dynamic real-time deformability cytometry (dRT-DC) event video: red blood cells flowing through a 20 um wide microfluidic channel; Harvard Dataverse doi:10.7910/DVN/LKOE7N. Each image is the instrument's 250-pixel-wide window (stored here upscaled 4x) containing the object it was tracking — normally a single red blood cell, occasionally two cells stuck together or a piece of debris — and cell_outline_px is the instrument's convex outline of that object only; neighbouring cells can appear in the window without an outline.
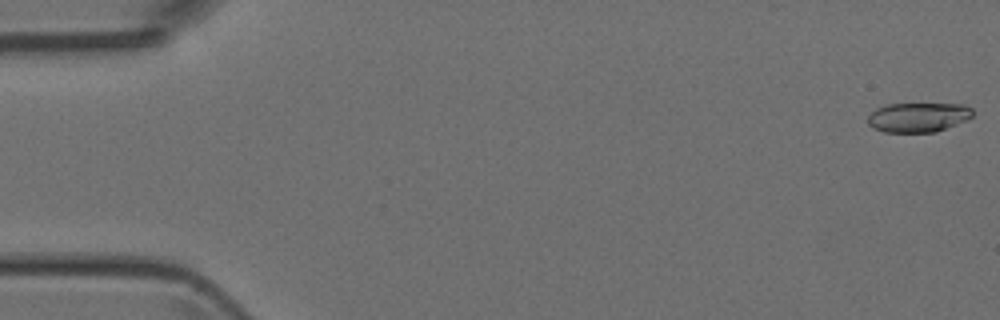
{"species": "Egyptian fruit bat (a non-hibernating species)", "species_latin": "Rousettus aegyptiacus", "temperature_condition": "room temperature", "stored_images_in_passage": 5, "camera_frame_rate_fps": 3000, "um_per_image_px": 0.085, "animal": {"sex": "female"}, "frame": {"image": 1, "passage_image": 1, "time_ms": 0.0, "image_size_px": [1000, 320], "cell_outline_px": [[972, 116], [968, 120], [936, 132], [884, 132], [872, 128], [868, 124], [868, 116], [876, 108], [884, 104], [964, 104], [972, 108]], "centroid_in_image_um": [78.04, 9.97], "position_along_channel_um": 7.0, "area_um2": 18.21}}
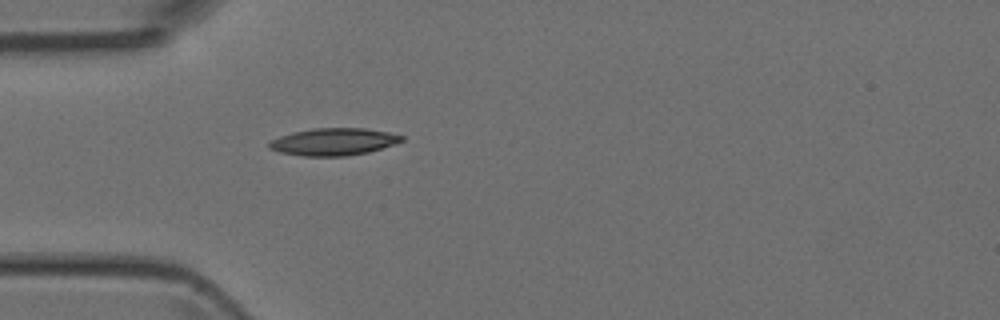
{"frame": {"image": 2, "passage_image": 5, "time_ms": 4.667, "image_size_px": [1000, 320], "cell_outline_px": [[404, 140], [368, 152], [348, 156], [300, 156], [280, 152], [268, 148], [268, 144], [272, 140], [280, 136], [312, 128], [364, 128], [388, 132], [404, 136]], "centroid_in_image_um": [28.34, 12.05], "position_along_channel_um": 56.7, "area_um2": 20.87}}